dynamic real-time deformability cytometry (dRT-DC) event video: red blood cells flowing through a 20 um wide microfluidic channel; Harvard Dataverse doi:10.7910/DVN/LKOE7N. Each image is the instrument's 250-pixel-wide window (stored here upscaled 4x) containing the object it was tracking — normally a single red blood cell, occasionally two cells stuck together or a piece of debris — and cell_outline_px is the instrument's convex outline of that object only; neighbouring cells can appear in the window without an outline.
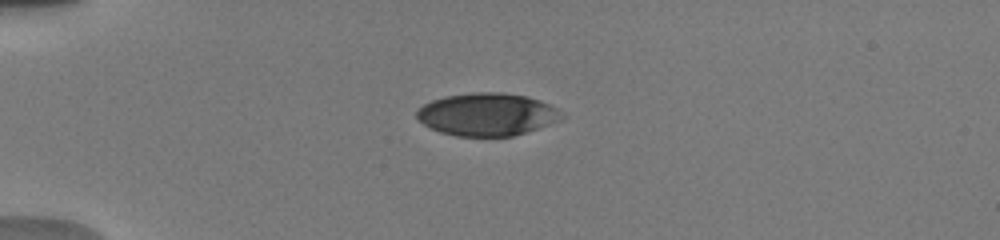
{"species": "human", "species_latin": "Homo sapiens", "temperature_condition": "warm", "stored_images_in_passage": 8, "camera_frame_rate_fps": 3000, "um_per_image_px": 0.085, "donor": {"sex": "male"}, "frame": {"image": 1, "passage_image": 7, "time_ms": 4.0, "image_size_px": [1000, 240], "cell_outline_px": [[568, 116], [560, 120], [512, 136], [456, 136], [440, 132], [428, 128], [416, 116], [416, 112], [424, 104], [432, 100], [448, 96], [472, 92], [500, 92], [528, 96], [540, 100], [560, 108]], "centroid_in_image_um": [41.45, 9.71], "position_along_channel_um": 43.6, "area_um2": 36.18}}